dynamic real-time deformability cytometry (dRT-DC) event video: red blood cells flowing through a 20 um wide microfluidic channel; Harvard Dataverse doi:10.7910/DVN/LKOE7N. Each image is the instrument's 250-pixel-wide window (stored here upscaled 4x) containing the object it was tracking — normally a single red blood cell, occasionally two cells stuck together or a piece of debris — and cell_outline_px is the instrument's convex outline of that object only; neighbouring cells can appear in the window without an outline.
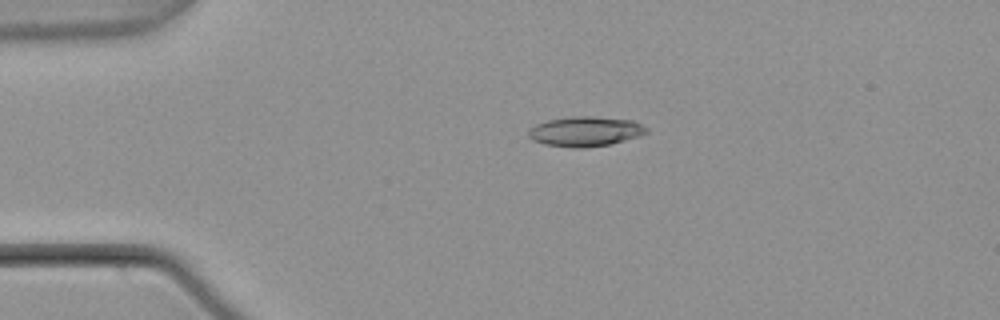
{"species": "common noctule bat (a hibernating species)", "species_latin": "Nyctalus noctula", "temperature_condition": "warm", "stored_images_in_passage": 3, "camera_frame_rate_fps": 3000, "um_per_image_px": 0.085, "animal": {"sex": "male", "body_mass_g": 21.5, "forearm_length_mm": 52.0}, "frame": {"image": 1, "passage_image": 2, "time_ms": 0.333, "image_size_px": [1000, 320], "cell_outline_px": [[648, 132], [624, 140], [608, 144], [584, 148], [572, 148], [544, 144], [532, 140], [528, 136], [528, 128], [536, 124], [548, 120], [572, 116], [592, 116], [632, 120], [648, 128]], "centroid_in_image_um": [49.69, 11.17], "position_along_channel_um": 35.3, "area_um2": 20.46}}